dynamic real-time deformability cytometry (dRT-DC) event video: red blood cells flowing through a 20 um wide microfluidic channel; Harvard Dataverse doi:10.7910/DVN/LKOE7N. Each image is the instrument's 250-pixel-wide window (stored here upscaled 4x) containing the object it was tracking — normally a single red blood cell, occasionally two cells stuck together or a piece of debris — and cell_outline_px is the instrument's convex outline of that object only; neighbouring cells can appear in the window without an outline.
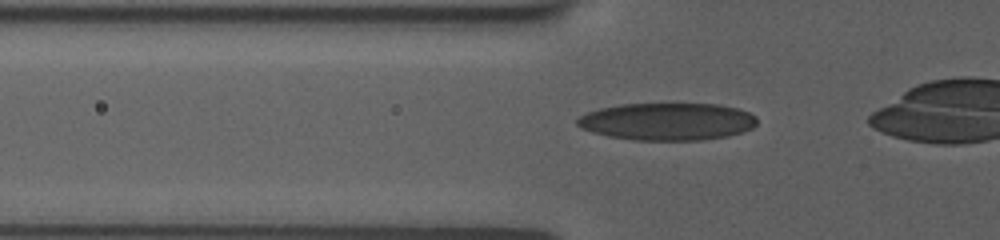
{"species": "human", "species_latin": "Homo sapiens", "temperature_condition": "room temperature", "stored_images_in_passage": 28, "camera_frame_rate_fps": 3000, "um_per_image_px": 0.085, "donor": {"sex": "female"}, "frame": {"image": 1, "passage_image": 8, "time_ms": 2.0, "image_size_px": [1000, 240], "cell_outline_px": [[756, 124], [752, 128], [728, 136], [700, 140], [632, 140], [608, 136], [592, 132], [580, 128], [576, 124], [576, 120], [580, 116], [588, 112], [600, 108], [620, 104], [720, 104], [736, 108], [748, 112], [756, 116]], "centroid_in_image_um": [56.7, 10.33], "position_along_channel_um": 69.1, "area_um2": 39.19}}
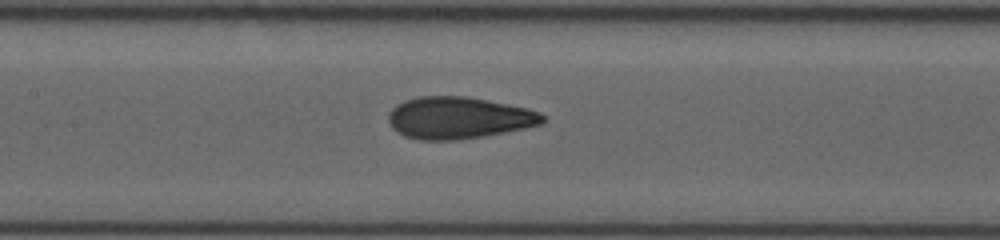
{"frame": {"image": 2, "passage_image": 19, "time_ms": 4.667, "image_size_px": [1000, 240], "cell_outline_px": [[548, 120], [540, 124], [524, 128], [504, 132], [456, 140], [420, 140], [404, 136], [396, 132], [392, 128], [388, 120], [388, 112], [396, 104], [404, 100], [416, 96], [468, 96], [528, 108], [540, 112]], "centroid_in_image_um": [38.95, 10.0], "position_along_channel_um": 168.4, "area_um2": 37.86}}
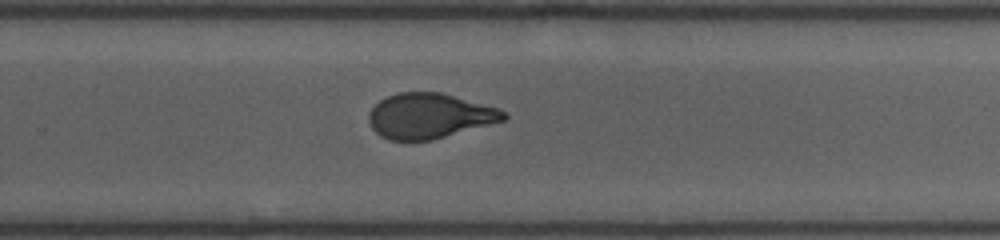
{"frame": {"image": 3, "passage_image": 28, "time_ms": 8.0, "image_size_px": [1000, 240], "cell_outline_px": [[508, 116], [504, 120], [432, 140], [388, 140], [380, 136], [372, 128], [368, 120], [368, 116], [372, 108], [380, 100], [388, 96], [400, 92], [440, 92], [500, 108], [508, 112]], "centroid_in_image_um": [36.51, 9.85], "position_along_channel_um": 293.3, "area_um2": 35.37}}